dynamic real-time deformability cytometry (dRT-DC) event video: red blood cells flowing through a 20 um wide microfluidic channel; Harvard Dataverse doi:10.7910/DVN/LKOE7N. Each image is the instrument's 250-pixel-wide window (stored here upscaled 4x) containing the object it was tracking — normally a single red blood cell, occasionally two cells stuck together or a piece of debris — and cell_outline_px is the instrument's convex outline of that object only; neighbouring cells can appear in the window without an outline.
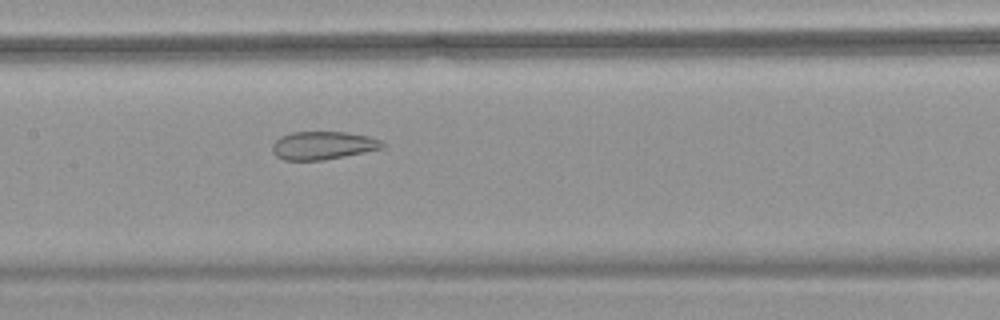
{"species": "common noctule bat (a hibernating species)", "species_latin": "Nyctalus noctula", "temperature_condition": "warm", "stored_images_in_passage": 55, "camera_frame_rate_fps": 3000, "um_per_image_px": 0.085, "animal": {"sex": "female", "body_mass_g": 18.4}, "frame": {"image": 1, "passage_image": 28, "time_ms": 9.0, "image_size_px": [1000, 320], "cell_outline_px": [[388, 148], [324, 160], [284, 160], [276, 156], [272, 152], [272, 144], [280, 136], [292, 132], [344, 132], [368, 136], [380, 140], [388, 144]], "centroid_in_image_um": [27.5, 12.37], "position_along_channel_um": 179.9, "area_um2": 18.32}}
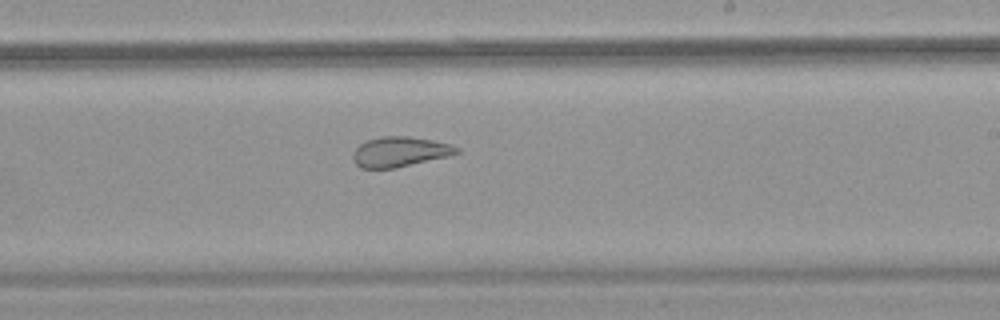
{"frame": {"image": 2, "passage_image": 34, "time_ms": 11.0, "image_size_px": [1000, 320], "cell_outline_px": [[460, 152], [448, 156], [396, 168], [360, 168], [352, 160], [352, 152], [360, 144], [368, 140], [384, 136], [408, 136], [432, 140], [452, 144], [460, 148]], "centroid_in_image_um": [33.98, 12.9], "position_along_channel_um": 255.0, "area_um2": 18.21}}
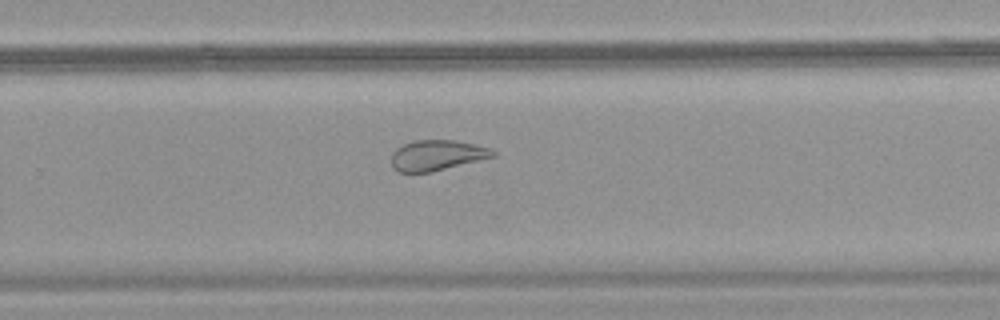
{"frame": {"image": 3, "passage_image": 37, "time_ms": 12.0, "image_size_px": [1000, 320], "cell_outline_px": [[496, 156], [432, 172], [400, 172], [392, 168], [392, 152], [396, 148], [404, 144], [416, 140], [456, 140], [476, 144], [492, 148], [496, 152]], "centroid_in_image_um": [37.17, 13.19], "position_along_channel_um": 292.6, "area_um2": 18.15}, "authors_computed_cell_mechanics": {"area_um2": 26.0678, "velocity_mm_per_s": 3.7805, "shape_relaxation_time_tau1_ms": null, "shape_relaxation_time_tau2_ms": 1.6023, "deformation_change_tau1": null, "deformation_change_tau2": 0.0959}}